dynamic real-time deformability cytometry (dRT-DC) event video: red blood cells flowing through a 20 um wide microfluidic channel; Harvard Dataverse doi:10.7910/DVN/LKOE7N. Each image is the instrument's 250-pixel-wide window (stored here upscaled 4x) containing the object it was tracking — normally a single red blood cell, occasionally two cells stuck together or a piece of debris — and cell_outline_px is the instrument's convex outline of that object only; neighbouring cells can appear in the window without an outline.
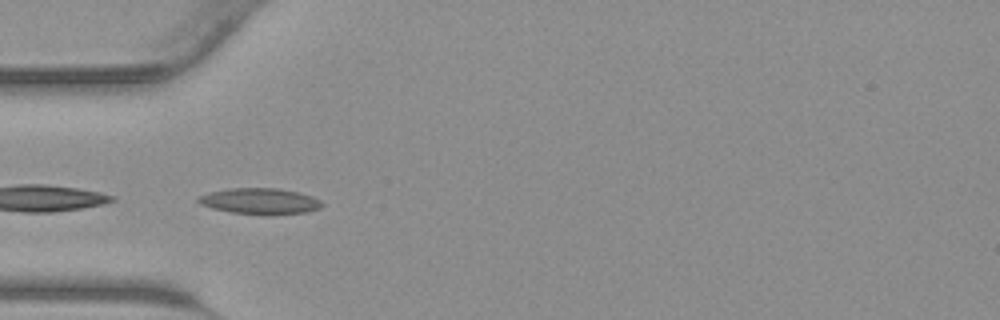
{"species": "common noctule bat (a hibernating species)", "species_latin": "Nyctalus noctula", "temperature_condition": "warm", "stored_images_in_passage": 16, "camera_frame_rate_fps": 3000, "um_per_image_px": 0.085, "animal": {"sex": "male", "body_mass_g": 23.1, "forearm_length_mm": 52.7}, "frame": {"image": 1, "passage_image": 14, "time_ms": 4.333, "image_size_px": [1000, 320], "cell_outline_px": [[324, 204], [320, 208], [308, 212], [232, 212], [212, 208], [200, 204], [196, 200], [196, 196], [208, 192], [228, 188], [276, 188], [300, 192], [312, 196], [320, 200]], "centroid_in_image_um": [22.05, 17.04], "position_along_channel_um": 63.0, "area_um2": 18.09}}